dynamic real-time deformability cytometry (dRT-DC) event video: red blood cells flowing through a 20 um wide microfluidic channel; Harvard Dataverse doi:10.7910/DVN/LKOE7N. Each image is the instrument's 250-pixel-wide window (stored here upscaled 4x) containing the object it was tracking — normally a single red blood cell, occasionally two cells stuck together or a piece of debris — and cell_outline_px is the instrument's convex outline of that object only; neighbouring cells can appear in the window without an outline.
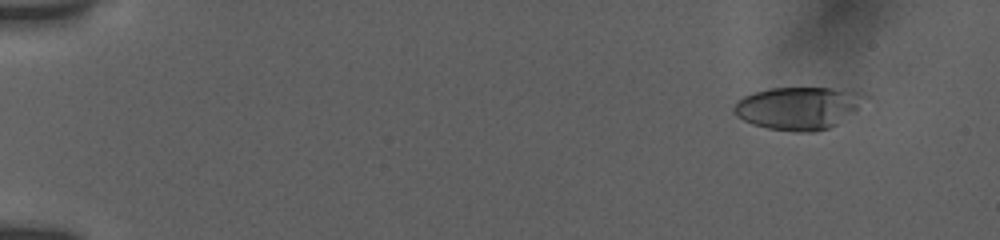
{"species": "human", "species_latin": "Homo sapiens", "temperature_condition": "room temperature", "stored_images_in_passage": 55, "camera_frame_rate_fps": 3000, "um_per_image_px": 0.085, "donor": {"sex": "female"}, "frame": {"image": 1, "passage_image": 6, "time_ms": 1.667, "image_size_px": [1000, 240], "cell_outline_px": [[872, 96], [836, 124], [828, 128], [812, 132], [800, 132], [768, 128], [752, 124], [736, 116], [732, 108], [736, 100], [752, 92], [768, 88], [832, 88], [860, 92]], "centroid_in_image_um": [67.83, 9.16], "position_along_channel_um": 17.2, "area_um2": 32.54}}
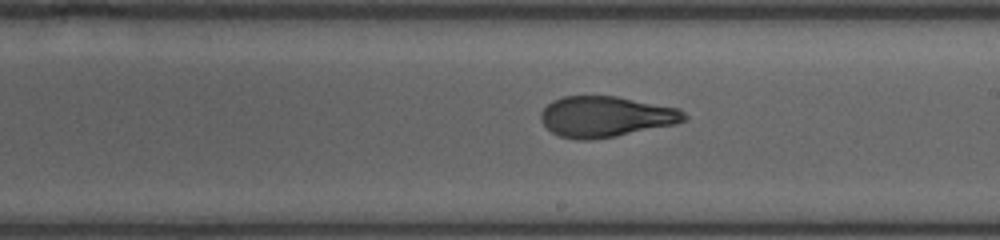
{"frame": {"image": 2, "passage_image": 34, "time_ms": 11.0, "image_size_px": [1000, 240], "cell_outline_px": [[688, 120], [676, 124], [616, 136], [592, 140], [576, 140], [560, 136], [552, 132], [540, 120], [540, 112], [552, 100], [564, 96], [616, 96], [680, 108], [688, 116]], "centroid_in_image_um": [51.51, 9.91], "position_along_channel_um": 237.5, "area_um2": 34.28}}
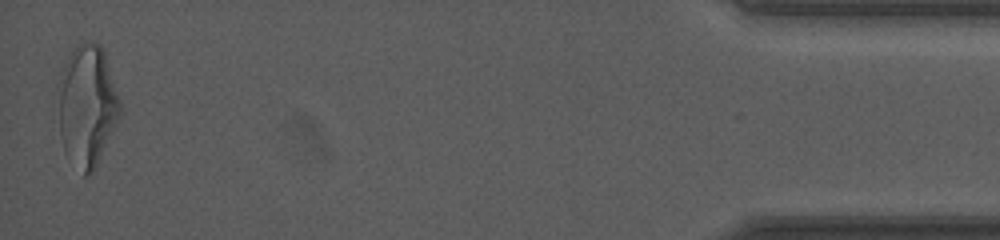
{"frame": {"image": 3, "passage_image": 55, "time_ms": 18.0, "image_size_px": [1000, 240], "cell_outline_px": [[124, 112], [92, 172], [88, 176], [84, 176], [64, 152], [60, 136], [56, 88], [56, 84], [60, 72], [68, 56], [80, 44], [92, 40], [100, 44], [104, 48]], "centroid_in_image_um": [7.41, 8.96], "position_along_channel_um": 427.8, "area_um2": 44.8}, "authors_computed_cell_mechanics": {"area_um2": 34.0442, "velocity_mm_per_s": 3.8409, "shape_relaxation_time_tau1_ms": 6.489, "shape_relaxation_time_tau2_ms": 1.5555, "deformation_change_tau1": 0.2343, "deformation_change_tau2": 0.0905}}